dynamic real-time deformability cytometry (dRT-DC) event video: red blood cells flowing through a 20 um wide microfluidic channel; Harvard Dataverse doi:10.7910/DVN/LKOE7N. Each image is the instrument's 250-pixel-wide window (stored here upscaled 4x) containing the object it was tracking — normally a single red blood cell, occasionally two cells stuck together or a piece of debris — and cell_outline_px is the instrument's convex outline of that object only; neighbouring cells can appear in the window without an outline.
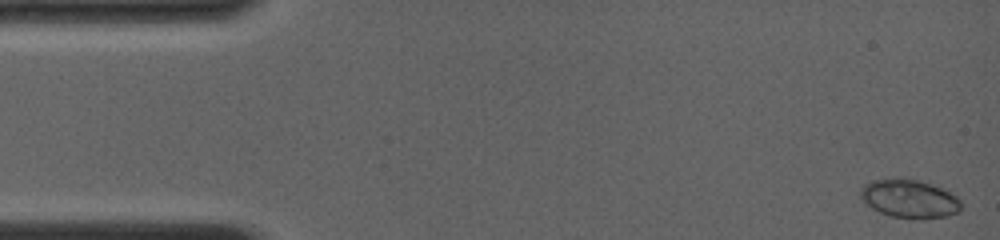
{"species": "common noctule bat (a hibernating species)", "species_latin": "Nyctalus noctula", "temperature_condition": "room temperature", "stored_images_in_passage": 35, "camera_frame_rate_fps": 4000, "um_per_image_px": 0.085, "animal": {"sex": "female", "body_mass_g": 19.0, "forearm_length_mm": 56.7}, "frame": {"image": 1, "passage_image": 1, "time_ms": 0.0, "image_size_px": [1000, 240], "cell_outline_px": [[960, 212], [948, 216], [924, 220], [916, 220], [892, 216], [880, 212], [872, 208], [860, 196], [860, 188], [864, 184], [872, 180], [904, 176], [932, 184], [944, 188], [956, 196], [960, 200]], "centroid_in_image_um": [77.32, 16.88], "position_along_channel_um": 7.7, "area_um2": 23.12}}
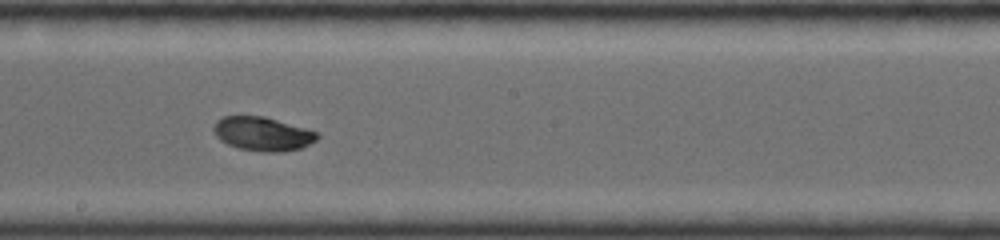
{"frame": {"image": 2, "passage_image": 21, "time_ms": 8.25, "image_size_px": [1000, 240], "cell_outline_px": [[320, 136], [316, 140], [300, 148], [276, 152], [264, 152], [240, 148], [228, 144], [220, 140], [216, 136], [212, 128], [216, 120], [224, 116], [264, 116], [320, 132]], "centroid_in_image_um": [22.32, 11.36], "position_along_channel_um": 225.9, "area_um2": 20.4}}
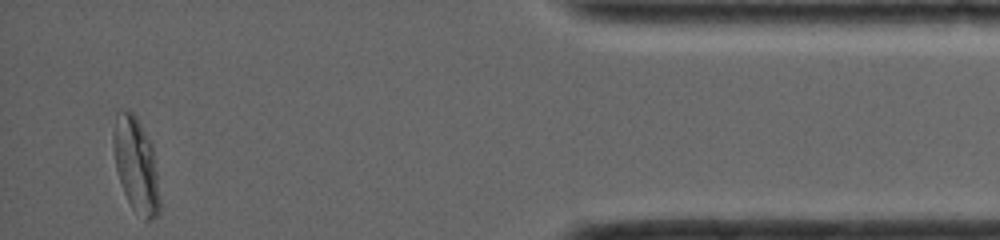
{"frame": {"image": 3, "passage_image": 35, "time_ms": 14.25, "image_size_px": [1000, 240], "cell_outline_px": [[160, 212], [152, 220], [144, 220], [132, 208], [124, 192], [116, 168], [112, 148], [112, 132], [116, 112], [120, 108], [128, 108], [136, 116], [152, 144], [160, 200]], "centroid_in_image_um": [11.54, 13.97], "position_along_channel_um": 423.7, "area_um2": 25.89}, "authors_computed_cell_mechanics": {"area_um2": 20.8658, "velocity_mm_per_s": 4.0905, "shape_relaxation_time_tau1_ms": 1.9994, "shape_relaxation_time_tau2_ms": 2.3671, "deformation_change_tau1": 0.1084, "deformation_change_tau2": 0.0478}}